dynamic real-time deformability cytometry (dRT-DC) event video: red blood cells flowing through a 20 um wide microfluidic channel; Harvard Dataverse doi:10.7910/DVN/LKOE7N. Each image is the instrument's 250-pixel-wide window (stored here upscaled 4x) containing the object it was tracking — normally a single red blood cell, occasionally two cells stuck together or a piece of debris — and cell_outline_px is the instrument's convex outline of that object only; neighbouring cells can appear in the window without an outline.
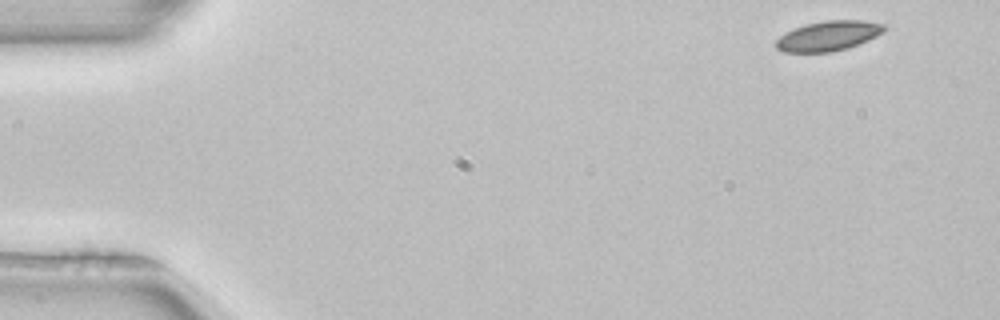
{"species": "common noctule bat (a hibernating species)", "species_latin": "Nyctalus noctula", "temperature_condition": "room temperature", "stored_images_in_passage": 49, "camera_frame_rate_fps": 3000, "um_per_image_px": 0.085, "animal": {"sex": "female", "body_mass_g": 22.7, "forearm_length_mm": 54.2}, "frame": {"image": 1, "passage_image": 1, "time_ms": 0.0, "image_size_px": [1000, 320], "cell_outline_px": [[888, 28], [884, 32], [868, 40], [848, 48], [828, 52], [784, 52], [776, 48], [776, 40], [784, 32], [804, 24], [824, 20], [860, 20], [884, 24]], "centroid_in_image_um": [70.41, 3.04], "position_along_channel_um": 14.6, "area_um2": 18.96}}
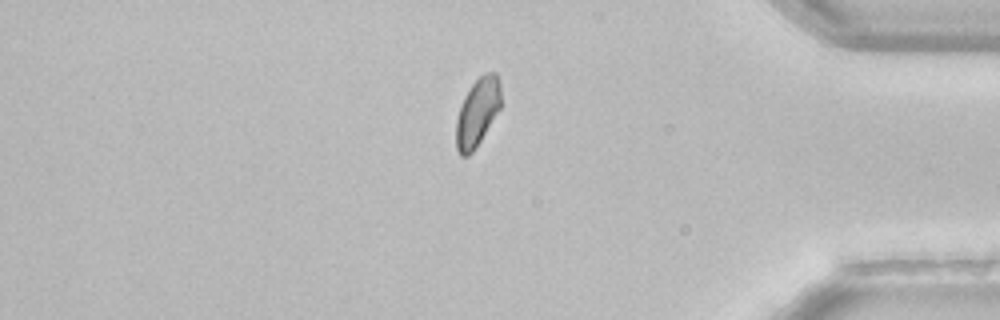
{"frame": {"image": 2, "passage_image": 41, "time_ms": 13.333, "image_size_px": [1000, 320], "cell_outline_px": [[500, 108], [476, 148], [468, 156], [460, 156], [456, 148], [456, 120], [464, 96], [472, 84], [480, 76], [488, 72], [496, 72], [500, 80]], "centroid_in_image_um": [40.58, 9.55], "position_along_channel_um": 394.6, "area_um2": 17.69}}
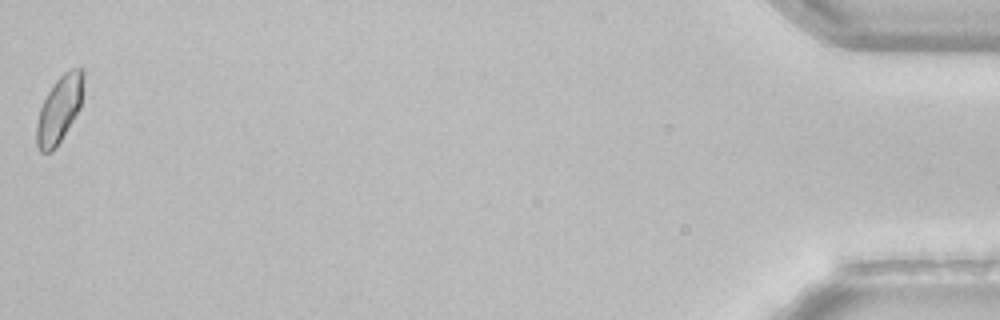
{"frame": {"image": 3, "passage_image": 49, "time_ms": 16.0, "image_size_px": [1000, 320], "cell_outline_px": [[84, 76], [80, 108], [60, 140], [52, 152], [40, 152], [36, 144], [36, 124], [40, 108], [48, 92], [56, 80], [64, 72], [72, 68], [84, 68]], "centroid_in_image_um": [5.03, 9.27], "position_along_channel_um": 430.2, "area_um2": 18.03}, "authors_computed_cell_mechanics": {"area_um2": 18.9006, "velocity_mm_per_s": 3.9556, "shape_relaxation_time_tau1_ms": 2.776, "shape_relaxation_time_tau2_ms": null, "deformation_change_tau1": 0.0582, "deformation_change_tau2": null}}